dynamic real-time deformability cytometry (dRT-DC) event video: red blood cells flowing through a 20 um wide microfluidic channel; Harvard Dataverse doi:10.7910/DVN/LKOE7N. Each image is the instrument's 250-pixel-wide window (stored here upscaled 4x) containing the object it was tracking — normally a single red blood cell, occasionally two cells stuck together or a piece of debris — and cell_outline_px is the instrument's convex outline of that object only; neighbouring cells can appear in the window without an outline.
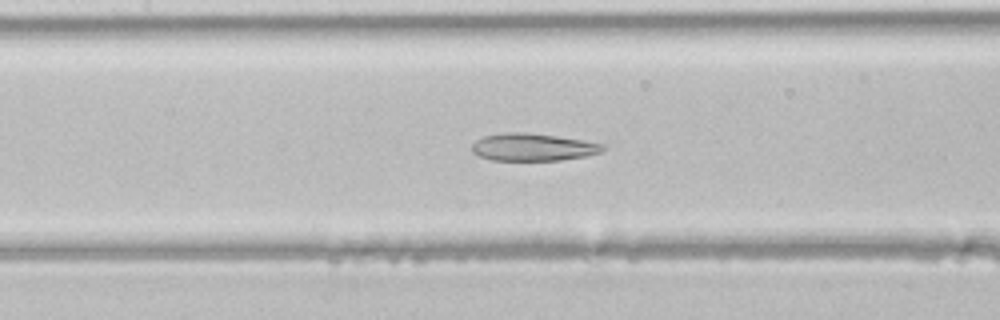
{"species": "common noctule bat (a hibernating species)", "species_latin": "Nyctalus noctula", "temperature_condition": "room temperature", "stored_images_in_passage": 34, "camera_frame_rate_fps": 3000, "um_per_image_px": 0.085, "animal": {"sex": "male", "body_mass_g": 21.5, "forearm_length_mm": 52.0}, "frame": {"image": 1, "passage_image": 10, "time_ms": 3.0, "image_size_px": [1000, 320], "cell_outline_px": [[604, 148], [600, 152], [584, 156], [560, 160], [492, 160], [480, 156], [472, 152], [472, 144], [476, 140], [484, 136], [508, 132], [524, 132], [556, 136], [584, 140], [604, 144]], "centroid_in_image_um": [45.28, 12.5], "position_along_channel_um": 162.1, "area_um2": 20.75}}
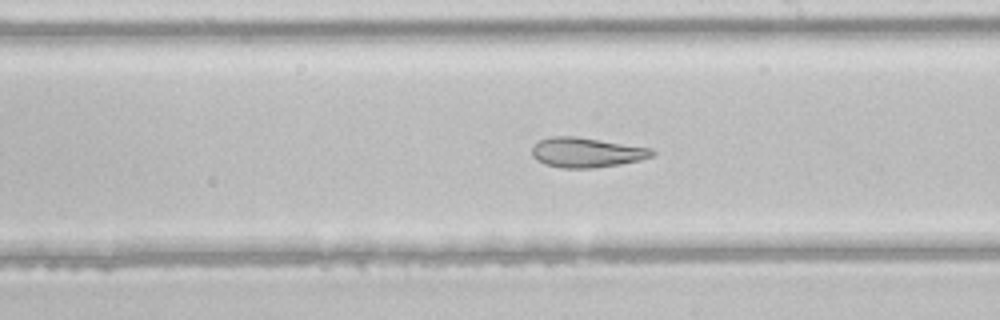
{"frame": {"image": 2, "passage_image": 15, "time_ms": 4.667, "image_size_px": [1000, 320], "cell_outline_px": [[656, 152], [652, 156], [640, 160], [620, 164], [592, 168], [560, 168], [544, 164], [536, 160], [532, 156], [532, 148], [540, 140], [548, 136], [576, 136], [652, 148]], "centroid_in_image_um": [49.84, 12.96], "position_along_channel_um": 239.2, "area_um2": 20.98}}
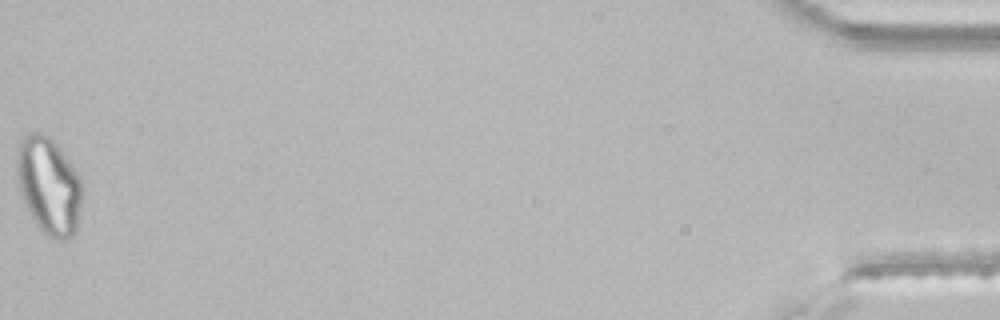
{"frame": {"image": 3, "passage_image": 34, "time_ms": 11.0, "image_size_px": [1000, 320], "cell_outline_px": [[84, 192], [76, 228], [72, 236], [68, 240], [56, 240], [48, 236], [36, 224], [20, 192], [16, 172], [16, 144], [28, 132], [40, 132], [48, 136], [56, 144], [80, 176], [84, 188]], "centroid_in_image_um": [4.15, 15.76], "position_along_channel_um": 431.0, "area_um2": 37.28}}